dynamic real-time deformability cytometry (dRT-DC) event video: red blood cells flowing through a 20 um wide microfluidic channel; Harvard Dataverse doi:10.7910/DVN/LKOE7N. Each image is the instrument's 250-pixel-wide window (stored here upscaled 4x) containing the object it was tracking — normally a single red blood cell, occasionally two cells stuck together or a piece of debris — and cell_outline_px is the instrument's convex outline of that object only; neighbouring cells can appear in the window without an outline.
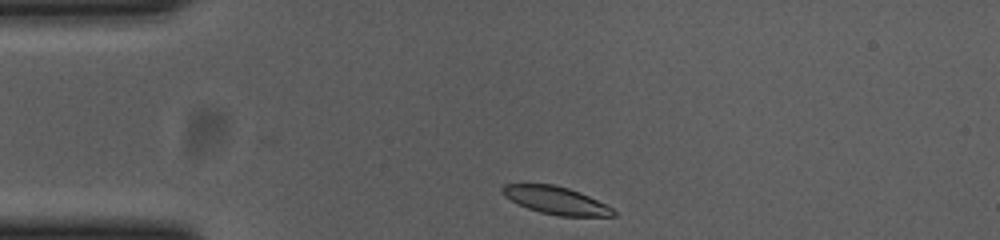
{"species": "common noctule bat (a hibernating species)", "species_latin": "Nyctalus noctula", "temperature_condition": "cold", "stored_images_in_passage": 35, "camera_frame_rate_fps": 3000, "um_per_image_px": 0.085, "animal": {"sex": "female", "body_mass_g": 23.0, "forearm_length_mm": 53.4}, "frame": {"image": 1, "passage_image": 1, "time_ms": 0.0, "image_size_px": [1000, 240], "cell_outline_px": [[616, 216], [560, 216], [540, 212], [528, 208], [504, 196], [500, 192], [500, 188], [504, 184], [552, 184], [568, 188], [580, 192], [612, 208], [616, 212]], "centroid_in_image_um": [47.23, 17.03], "position_along_channel_um": 37.8, "area_um2": 17.69}}
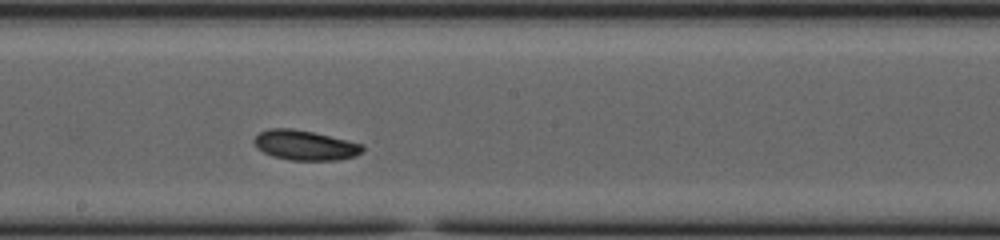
{"frame": {"image": 2, "passage_image": 19, "time_ms": 6.0, "image_size_px": [1000, 240], "cell_outline_px": [[364, 148], [356, 156], [336, 160], [292, 160], [272, 156], [256, 148], [252, 140], [260, 132], [268, 128], [292, 128], [312, 132], [364, 144]], "centroid_in_image_um": [25.9, 12.34], "position_along_channel_um": 222.3, "area_um2": 18.84}}
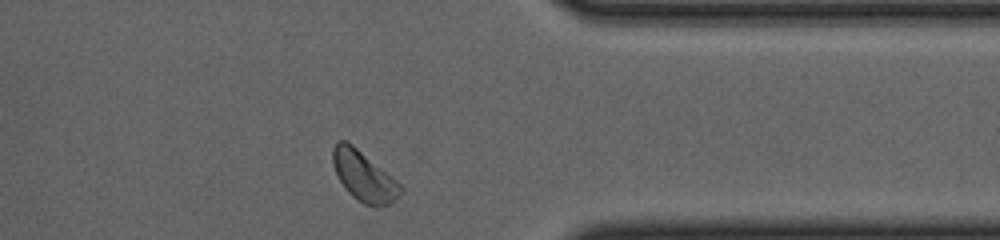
{"frame": {"image": 3, "passage_image": 33, "time_ms": 10.667, "image_size_px": [1000, 240], "cell_outline_px": [[404, 192], [388, 204], [376, 208], [364, 204], [356, 200], [344, 188], [332, 164], [332, 148], [336, 140], [344, 140], [352, 144], [400, 184], [404, 188]], "centroid_in_image_um": [30.9, 14.99], "position_along_channel_um": 380.5, "area_um2": 19.65}, "authors_computed_cell_mechanics": {"area_um2": 18.6694, "velocity_mm_per_s": 3.6263, "shape_relaxation_time_tau1_ms": 2.4311, "shape_relaxation_time_tau2_ms": null, "deformation_change_tau1": 0.0955, "deformation_change_tau2": null}}